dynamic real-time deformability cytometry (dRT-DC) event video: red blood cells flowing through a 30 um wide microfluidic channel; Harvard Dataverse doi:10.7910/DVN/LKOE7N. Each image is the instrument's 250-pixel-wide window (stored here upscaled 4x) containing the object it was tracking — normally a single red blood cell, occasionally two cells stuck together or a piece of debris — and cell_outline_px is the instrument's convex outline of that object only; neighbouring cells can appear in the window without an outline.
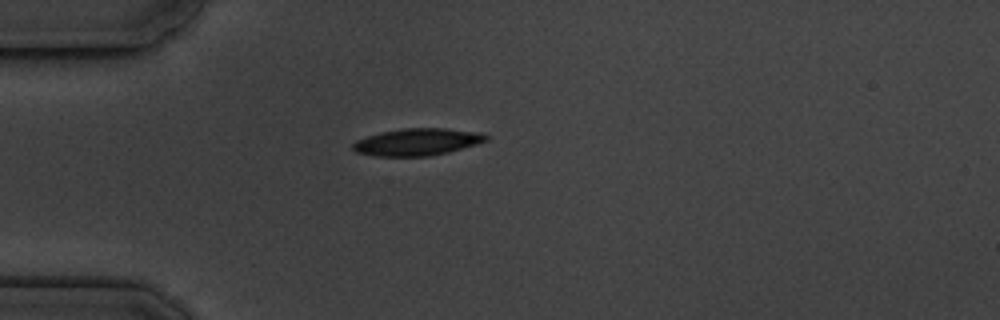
{"species": "common noctule bat (a hibernating species)", "species_latin": "Nyctalus noctula", "temperature_condition": "cold", "stored_images_in_passage": 1, "camera_frame_rate_fps": 3000, "um_per_image_px": 0.085, "animal": {"sex": "male", "body_mass_g": 19.5, "forearm_length_mm": 54.6}, "frame": {"image": 1, "passage_image": 1, "time_ms": 0.0, "image_size_px": [1000, 320], "cell_outline_px": [[488, 140], [476, 144], [448, 152], [428, 156], [376, 156], [356, 152], [352, 148], [352, 144], [356, 140], [380, 132], [400, 128], [444, 128], [480, 132], [488, 136]], "centroid_in_image_um": [35.45, 12.06], "position_along_channel_um": 49.5, "area_um2": 20.98}}